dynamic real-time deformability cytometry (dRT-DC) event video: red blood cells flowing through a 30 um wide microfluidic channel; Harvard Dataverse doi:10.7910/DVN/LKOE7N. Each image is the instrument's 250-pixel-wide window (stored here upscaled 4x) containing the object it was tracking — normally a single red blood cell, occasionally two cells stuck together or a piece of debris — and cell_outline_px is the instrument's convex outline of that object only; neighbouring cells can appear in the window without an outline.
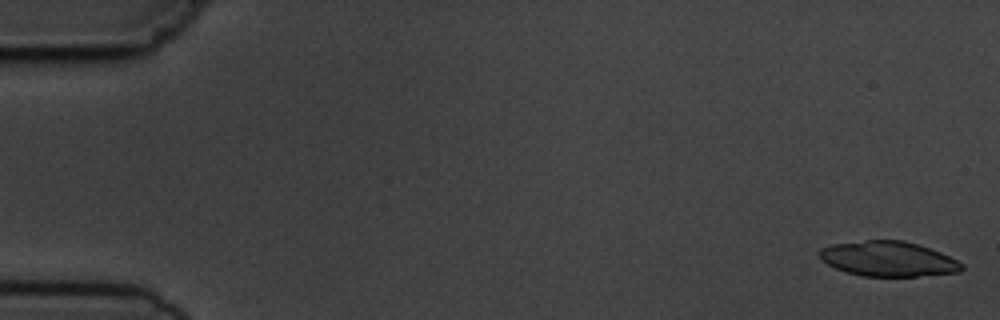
{"species": "common noctule bat (a hibernating species)", "species_latin": "Nyctalus noctula", "temperature_condition": "cold", "stored_images_in_passage": 7, "camera_frame_rate_fps": 3000, "um_per_image_px": 0.085, "animal": {"sex": "male", "body_mass_g": 19.5, "forearm_length_mm": 54.6}, "frame": {"image": 1, "passage_image": 1, "time_ms": 0.0, "image_size_px": [1000, 320], "cell_outline_px": [[964, 268], [960, 272], [916, 276], [864, 276], [848, 272], [836, 268], [828, 264], [820, 256], [820, 248], [832, 244], [868, 240], [904, 240], [940, 252], [964, 264]], "centroid_in_image_um": [75.52, 22.0], "position_along_channel_um": 9.5, "area_um2": 28.67}}
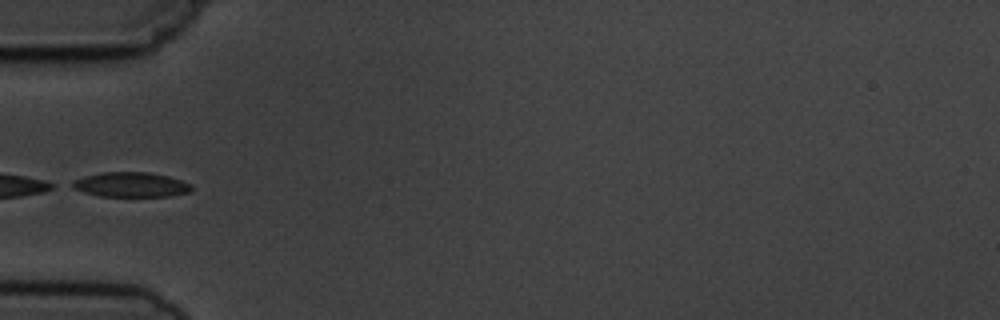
{"frame": {"image": 2, "passage_image": 6, "time_ms": 5.667, "image_size_px": [1000, 320], "cell_outline_px": [[192, 192], [172, 196], [100, 196], [84, 192], [72, 188], [64, 184], [72, 180], [84, 176], [100, 172], [148, 172], [168, 176], [192, 184]], "centroid_in_image_um": [11.07, 15.69], "position_along_channel_um": 73.9, "area_um2": 17.57}}
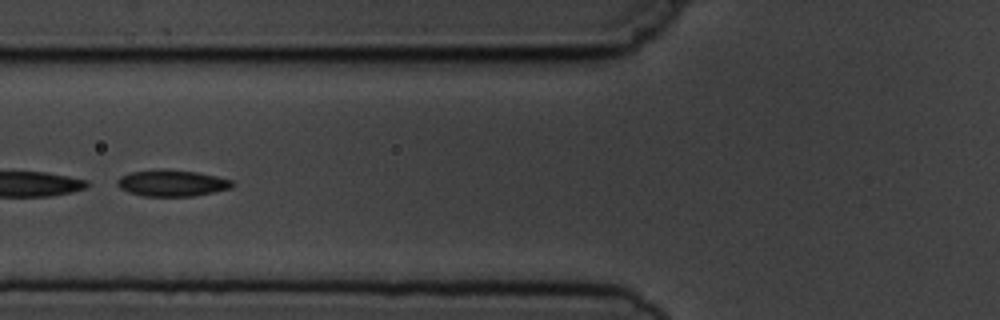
{"frame": {"image": 3, "passage_image": 7, "time_ms": 6.667, "image_size_px": [1000, 320], "cell_outline_px": [[236, 184], [232, 188], [196, 196], [140, 196], [128, 192], [120, 188], [116, 184], [116, 180], [120, 176], [132, 172], [160, 168], [164, 168], [196, 172], [216, 176], [232, 180]], "centroid_in_image_um": [14.61, 15.56], "position_along_channel_um": 111.2, "area_um2": 18.03}}